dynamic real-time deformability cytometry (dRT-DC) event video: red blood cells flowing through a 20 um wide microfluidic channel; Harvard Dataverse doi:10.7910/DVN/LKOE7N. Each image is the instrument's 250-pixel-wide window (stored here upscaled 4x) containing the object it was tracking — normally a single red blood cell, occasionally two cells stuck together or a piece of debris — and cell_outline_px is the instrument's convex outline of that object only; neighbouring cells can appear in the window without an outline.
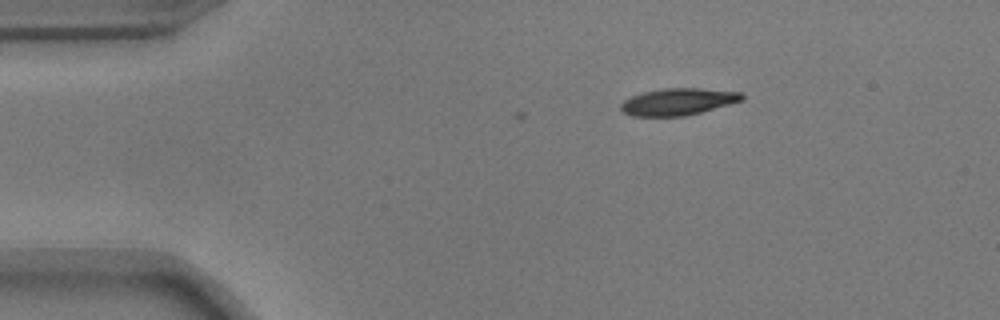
{"species": "common noctule bat (a hibernating species)", "species_latin": "Nyctalus noctula", "temperature_condition": "warm", "stored_images_in_passage": 4, "camera_frame_rate_fps": 3000, "um_per_image_px": 0.085, "animal": {"sex": "male", "body_mass_g": 17.9}, "frame": {"image": 1, "passage_image": 4, "time_ms": 1.0, "image_size_px": [1000, 320], "cell_outline_px": [[744, 100], [700, 112], [684, 116], [632, 116], [624, 112], [620, 108], [620, 104], [624, 100], [632, 96], [644, 92], [664, 88], [700, 88], [740, 92], [744, 96]], "centroid_in_image_um": [57.63, 8.64], "position_along_channel_um": 27.4, "area_um2": 18.84}}